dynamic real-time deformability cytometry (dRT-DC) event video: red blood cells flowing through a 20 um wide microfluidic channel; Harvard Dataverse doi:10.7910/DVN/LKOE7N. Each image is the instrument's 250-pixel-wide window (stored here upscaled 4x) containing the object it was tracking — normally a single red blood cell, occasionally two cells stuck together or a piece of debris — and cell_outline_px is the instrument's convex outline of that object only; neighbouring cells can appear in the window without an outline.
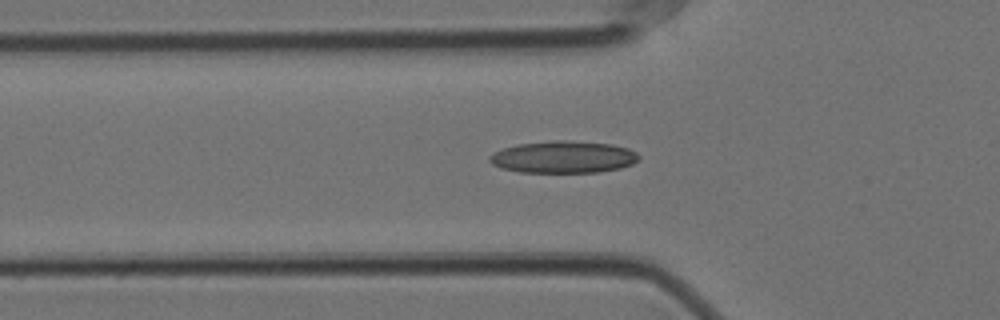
{"species": "Egyptian fruit bat (a non-hibernating species)", "species_latin": "Rousettus aegyptiacus", "temperature_condition": "cold", "stored_images_in_passage": 53, "camera_frame_rate_fps": 3000, "um_per_image_px": 0.085, "animal": {"sex": "female"}, "frame": {"image": 1, "passage_image": 19, "time_ms": 6.0, "image_size_px": [1000, 320], "cell_outline_px": [[640, 160], [632, 164], [620, 168], [596, 172], [520, 172], [500, 168], [492, 164], [488, 160], [488, 156], [492, 152], [516, 144], [552, 140], [564, 140], [612, 144], [628, 148], [636, 152], [640, 156]], "centroid_in_image_um": [47.86, 13.34], "position_along_channel_um": 77.9, "area_um2": 28.09}}
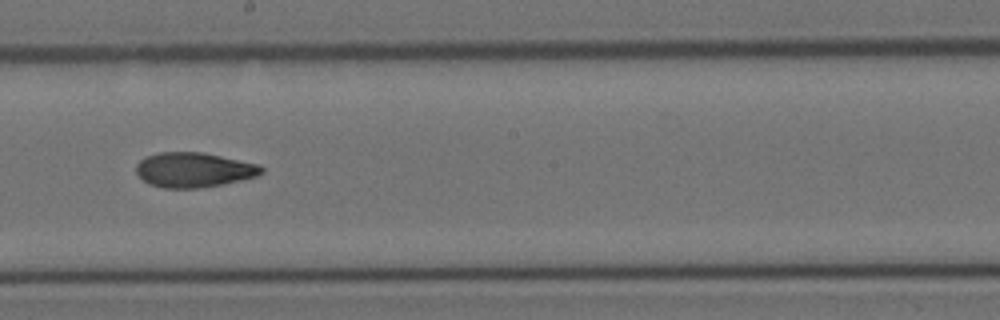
{"frame": {"image": 2, "passage_image": 32, "time_ms": 10.333, "image_size_px": [1000, 320], "cell_outline_px": [[264, 172], [256, 176], [240, 180], [220, 184], [196, 188], [164, 188], [148, 184], [136, 172], [136, 164], [144, 156], [160, 152], [204, 152], [260, 164], [264, 168]], "centroid_in_image_um": [16.47, 14.42], "position_along_channel_um": 231.7, "area_um2": 25.49}}
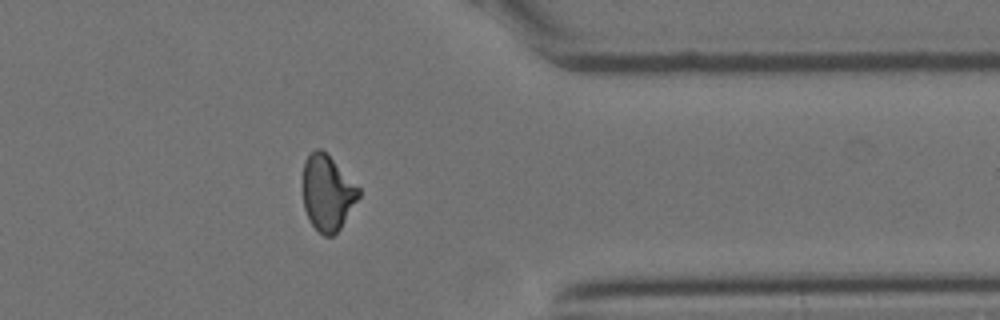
{"frame": {"image": 3, "passage_image": 46, "time_ms": 15.0, "image_size_px": [1000, 320], "cell_outline_px": [[360, 196], [340, 228], [332, 236], [324, 236], [312, 224], [304, 208], [304, 160], [316, 148], [320, 148], [360, 188]], "centroid_in_image_um": [27.84, 16.41], "position_along_channel_um": 383.6, "area_um2": 23.93}, "authors_computed_cell_mechanics": {"area_um2": 25.2586, "velocity_mm_per_s": 3.5246, "shape_relaxation_time_tau1_ms": null, "shape_relaxation_time_tau2_ms": 3.8465, "deformation_change_tau1": null, "deformation_change_tau2": 0.0956}}